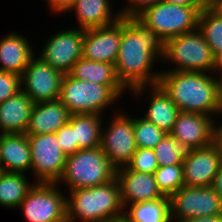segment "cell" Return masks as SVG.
<instances>
[{"label": "cell", "instance_id": "cell-9", "mask_svg": "<svg viewBox=\"0 0 222 222\" xmlns=\"http://www.w3.org/2000/svg\"><path fill=\"white\" fill-rule=\"evenodd\" d=\"M107 124L102 126L100 147L116 169L125 167L137 149L134 118L119 110Z\"/></svg>", "mask_w": 222, "mask_h": 222}, {"label": "cell", "instance_id": "cell-7", "mask_svg": "<svg viewBox=\"0 0 222 222\" xmlns=\"http://www.w3.org/2000/svg\"><path fill=\"white\" fill-rule=\"evenodd\" d=\"M162 59L175 64L165 71H213L214 55L198 28L166 40Z\"/></svg>", "mask_w": 222, "mask_h": 222}, {"label": "cell", "instance_id": "cell-20", "mask_svg": "<svg viewBox=\"0 0 222 222\" xmlns=\"http://www.w3.org/2000/svg\"><path fill=\"white\" fill-rule=\"evenodd\" d=\"M0 168L2 172L31 171V150L26 134L0 133Z\"/></svg>", "mask_w": 222, "mask_h": 222}, {"label": "cell", "instance_id": "cell-45", "mask_svg": "<svg viewBox=\"0 0 222 222\" xmlns=\"http://www.w3.org/2000/svg\"><path fill=\"white\" fill-rule=\"evenodd\" d=\"M118 222H128L124 217H122Z\"/></svg>", "mask_w": 222, "mask_h": 222}, {"label": "cell", "instance_id": "cell-36", "mask_svg": "<svg viewBox=\"0 0 222 222\" xmlns=\"http://www.w3.org/2000/svg\"><path fill=\"white\" fill-rule=\"evenodd\" d=\"M48 4L50 12L54 14L68 13V10L73 6L76 0H45Z\"/></svg>", "mask_w": 222, "mask_h": 222}, {"label": "cell", "instance_id": "cell-21", "mask_svg": "<svg viewBox=\"0 0 222 222\" xmlns=\"http://www.w3.org/2000/svg\"><path fill=\"white\" fill-rule=\"evenodd\" d=\"M29 40L20 33L10 32L0 39V71L22 75L35 56Z\"/></svg>", "mask_w": 222, "mask_h": 222}, {"label": "cell", "instance_id": "cell-32", "mask_svg": "<svg viewBox=\"0 0 222 222\" xmlns=\"http://www.w3.org/2000/svg\"><path fill=\"white\" fill-rule=\"evenodd\" d=\"M126 167L140 173H154L159 165L153 149L137 148Z\"/></svg>", "mask_w": 222, "mask_h": 222}, {"label": "cell", "instance_id": "cell-30", "mask_svg": "<svg viewBox=\"0 0 222 222\" xmlns=\"http://www.w3.org/2000/svg\"><path fill=\"white\" fill-rule=\"evenodd\" d=\"M153 174L160 192L166 197L184 186L183 164L158 167Z\"/></svg>", "mask_w": 222, "mask_h": 222}, {"label": "cell", "instance_id": "cell-39", "mask_svg": "<svg viewBox=\"0 0 222 222\" xmlns=\"http://www.w3.org/2000/svg\"><path fill=\"white\" fill-rule=\"evenodd\" d=\"M212 73H214L213 75L215 76H219V78H217L219 81H222V52L217 53L214 56V65H213V71Z\"/></svg>", "mask_w": 222, "mask_h": 222}, {"label": "cell", "instance_id": "cell-11", "mask_svg": "<svg viewBox=\"0 0 222 222\" xmlns=\"http://www.w3.org/2000/svg\"><path fill=\"white\" fill-rule=\"evenodd\" d=\"M169 201L172 222L222 214V199L211 186H182Z\"/></svg>", "mask_w": 222, "mask_h": 222}, {"label": "cell", "instance_id": "cell-16", "mask_svg": "<svg viewBox=\"0 0 222 222\" xmlns=\"http://www.w3.org/2000/svg\"><path fill=\"white\" fill-rule=\"evenodd\" d=\"M121 41V18L112 25L84 30L82 57L115 65Z\"/></svg>", "mask_w": 222, "mask_h": 222}, {"label": "cell", "instance_id": "cell-26", "mask_svg": "<svg viewBox=\"0 0 222 222\" xmlns=\"http://www.w3.org/2000/svg\"><path fill=\"white\" fill-rule=\"evenodd\" d=\"M69 75L74 79L100 85H121L116 76L114 64L92 61L83 57L73 65Z\"/></svg>", "mask_w": 222, "mask_h": 222}, {"label": "cell", "instance_id": "cell-35", "mask_svg": "<svg viewBox=\"0 0 222 222\" xmlns=\"http://www.w3.org/2000/svg\"><path fill=\"white\" fill-rule=\"evenodd\" d=\"M129 3L118 11L122 17L136 16L144 8L154 5L161 0H127Z\"/></svg>", "mask_w": 222, "mask_h": 222}, {"label": "cell", "instance_id": "cell-8", "mask_svg": "<svg viewBox=\"0 0 222 222\" xmlns=\"http://www.w3.org/2000/svg\"><path fill=\"white\" fill-rule=\"evenodd\" d=\"M58 186V183L34 184L18 207L27 222H67V195Z\"/></svg>", "mask_w": 222, "mask_h": 222}, {"label": "cell", "instance_id": "cell-34", "mask_svg": "<svg viewBox=\"0 0 222 222\" xmlns=\"http://www.w3.org/2000/svg\"><path fill=\"white\" fill-rule=\"evenodd\" d=\"M55 134L59 146L67 156L77 152L74 129L68 123L63 125Z\"/></svg>", "mask_w": 222, "mask_h": 222}, {"label": "cell", "instance_id": "cell-23", "mask_svg": "<svg viewBox=\"0 0 222 222\" xmlns=\"http://www.w3.org/2000/svg\"><path fill=\"white\" fill-rule=\"evenodd\" d=\"M110 0H76L68 10L76 15L77 28L87 30L114 24L122 16L120 12L112 13Z\"/></svg>", "mask_w": 222, "mask_h": 222}, {"label": "cell", "instance_id": "cell-4", "mask_svg": "<svg viewBox=\"0 0 222 222\" xmlns=\"http://www.w3.org/2000/svg\"><path fill=\"white\" fill-rule=\"evenodd\" d=\"M127 91L122 85H100L74 79L69 74L63 76L60 102L70 114H99L120 99ZM108 107V108H107Z\"/></svg>", "mask_w": 222, "mask_h": 222}, {"label": "cell", "instance_id": "cell-1", "mask_svg": "<svg viewBox=\"0 0 222 222\" xmlns=\"http://www.w3.org/2000/svg\"><path fill=\"white\" fill-rule=\"evenodd\" d=\"M164 45V40L135 16L121 17V41L114 66L118 81L127 91L158 84L161 72L151 70L156 60H162Z\"/></svg>", "mask_w": 222, "mask_h": 222}, {"label": "cell", "instance_id": "cell-44", "mask_svg": "<svg viewBox=\"0 0 222 222\" xmlns=\"http://www.w3.org/2000/svg\"><path fill=\"white\" fill-rule=\"evenodd\" d=\"M220 94H221V116H222V81H220Z\"/></svg>", "mask_w": 222, "mask_h": 222}, {"label": "cell", "instance_id": "cell-22", "mask_svg": "<svg viewBox=\"0 0 222 222\" xmlns=\"http://www.w3.org/2000/svg\"><path fill=\"white\" fill-rule=\"evenodd\" d=\"M33 105L22 90L0 103V133L25 134Z\"/></svg>", "mask_w": 222, "mask_h": 222}, {"label": "cell", "instance_id": "cell-28", "mask_svg": "<svg viewBox=\"0 0 222 222\" xmlns=\"http://www.w3.org/2000/svg\"><path fill=\"white\" fill-rule=\"evenodd\" d=\"M198 30L211 48L213 55L222 52V19L204 6L198 17Z\"/></svg>", "mask_w": 222, "mask_h": 222}, {"label": "cell", "instance_id": "cell-31", "mask_svg": "<svg viewBox=\"0 0 222 222\" xmlns=\"http://www.w3.org/2000/svg\"><path fill=\"white\" fill-rule=\"evenodd\" d=\"M167 133L143 117H134V137L137 148L153 149Z\"/></svg>", "mask_w": 222, "mask_h": 222}, {"label": "cell", "instance_id": "cell-40", "mask_svg": "<svg viewBox=\"0 0 222 222\" xmlns=\"http://www.w3.org/2000/svg\"><path fill=\"white\" fill-rule=\"evenodd\" d=\"M179 6H204L199 0H161Z\"/></svg>", "mask_w": 222, "mask_h": 222}, {"label": "cell", "instance_id": "cell-5", "mask_svg": "<svg viewBox=\"0 0 222 222\" xmlns=\"http://www.w3.org/2000/svg\"><path fill=\"white\" fill-rule=\"evenodd\" d=\"M116 170L100 146L78 150L67 156L57 183L66 184L69 190L99 186L114 180Z\"/></svg>", "mask_w": 222, "mask_h": 222}, {"label": "cell", "instance_id": "cell-19", "mask_svg": "<svg viewBox=\"0 0 222 222\" xmlns=\"http://www.w3.org/2000/svg\"><path fill=\"white\" fill-rule=\"evenodd\" d=\"M70 113L59 99L34 103L26 135L56 133L69 121Z\"/></svg>", "mask_w": 222, "mask_h": 222}, {"label": "cell", "instance_id": "cell-14", "mask_svg": "<svg viewBox=\"0 0 222 222\" xmlns=\"http://www.w3.org/2000/svg\"><path fill=\"white\" fill-rule=\"evenodd\" d=\"M221 163V153L215 142L202 148L188 150L182 163L184 186H211Z\"/></svg>", "mask_w": 222, "mask_h": 222}, {"label": "cell", "instance_id": "cell-25", "mask_svg": "<svg viewBox=\"0 0 222 222\" xmlns=\"http://www.w3.org/2000/svg\"><path fill=\"white\" fill-rule=\"evenodd\" d=\"M123 217L128 222H172L169 197L127 205Z\"/></svg>", "mask_w": 222, "mask_h": 222}, {"label": "cell", "instance_id": "cell-3", "mask_svg": "<svg viewBox=\"0 0 222 222\" xmlns=\"http://www.w3.org/2000/svg\"><path fill=\"white\" fill-rule=\"evenodd\" d=\"M67 221L118 222L124 215L117 178L99 186L70 190Z\"/></svg>", "mask_w": 222, "mask_h": 222}, {"label": "cell", "instance_id": "cell-27", "mask_svg": "<svg viewBox=\"0 0 222 222\" xmlns=\"http://www.w3.org/2000/svg\"><path fill=\"white\" fill-rule=\"evenodd\" d=\"M25 173L2 172L0 174V206L16 209L36 183L28 182Z\"/></svg>", "mask_w": 222, "mask_h": 222}, {"label": "cell", "instance_id": "cell-13", "mask_svg": "<svg viewBox=\"0 0 222 222\" xmlns=\"http://www.w3.org/2000/svg\"><path fill=\"white\" fill-rule=\"evenodd\" d=\"M63 76L35 55L21 75V90L33 103L57 100Z\"/></svg>", "mask_w": 222, "mask_h": 222}, {"label": "cell", "instance_id": "cell-10", "mask_svg": "<svg viewBox=\"0 0 222 222\" xmlns=\"http://www.w3.org/2000/svg\"><path fill=\"white\" fill-rule=\"evenodd\" d=\"M31 150V171L36 182L57 183L67 155L59 146L56 134L27 135Z\"/></svg>", "mask_w": 222, "mask_h": 222}, {"label": "cell", "instance_id": "cell-15", "mask_svg": "<svg viewBox=\"0 0 222 222\" xmlns=\"http://www.w3.org/2000/svg\"><path fill=\"white\" fill-rule=\"evenodd\" d=\"M216 119L209 115L180 111L170 134L187 150L214 142Z\"/></svg>", "mask_w": 222, "mask_h": 222}, {"label": "cell", "instance_id": "cell-37", "mask_svg": "<svg viewBox=\"0 0 222 222\" xmlns=\"http://www.w3.org/2000/svg\"><path fill=\"white\" fill-rule=\"evenodd\" d=\"M178 222H222V214L206 217H194L189 219H183Z\"/></svg>", "mask_w": 222, "mask_h": 222}, {"label": "cell", "instance_id": "cell-18", "mask_svg": "<svg viewBox=\"0 0 222 222\" xmlns=\"http://www.w3.org/2000/svg\"><path fill=\"white\" fill-rule=\"evenodd\" d=\"M146 91L148 92L146 96L149 97V106L146 110V114L142 117L155 124L159 129L164 130L166 133H170L180 112L178 107L158 84L137 87L129 92L133 93L135 97H140L144 95Z\"/></svg>", "mask_w": 222, "mask_h": 222}, {"label": "cell", "instance_id": "cell-29", "mask_svg": "<svg viewBox=\"0 0 222 222\" xmlns=\"http://www.w3.org/2000/svg\"><path fill=\"white\" fill-rule=\"evenodd\" d=\"M159 167L182 164L188 150L170 133L153 148Z\"/></svg>", "mask_w": 222, "mask_h": 222}, {"label": "cell", "instance_id": "cell-24", "mask_svg": "<svg viewBox=\"0 0 222 222\" xmlns=\"http://www.w3.org/2000/svg\"><path fill=\"white\" fill-rule=\"evenodd\" d=\"M103 117L99 114L84 113L70 115L68 124L74 129L77 151L100 146Z\"/></svg>", "mask_w": 222, "mask_h": 222}, {"label": "cell", "instance_id": "cell-12", "mask_svg": "<svg viewBox=\"0 0 222 222\" xmlns=\"http://www.w3.org/2000/svg\"><path fill=\"white\" fill-rule=\"evenodd\" d=\"M83 38V29H61L50 36L38 56L63 75L69 74L73 65L82 57Z\"/></svg>", "mask_w": 222, "mask_h": 222}, {"label": "cell", "instance_id": "cell-38", "mask_svg": "<svg viewBox=\"0 0 222 222\" xmlns=\"http://www.w3.org/2000/svg\"><path fill=\"white\" fill-rule=\"evenodd\" d=\"M211 187L215 190V192L222 199V163L218 169L217 174L214 177Z\"/></svg>", "mask_w": 222, "mask_h": 222}, {"label": "cell", "instance_id": "cell-42", "mask_svg": "<svg viewBox=\"0 0 222 222\" xmlns=\"http://www.w3.org/2000/svg\"><path fill=\"white\" fill-rule=\"evenodd\" d=\"M214 142L217 144L222 158V122L215 125V136H214Z\"/></svg>", "mask_w": 222, "mask_h": 222}, {"label": "cell", "instance_id": "cell-6", "mask_svg": "<svg viewBox=\"0 0 222 222\" xmlns=\"http://www.w3.org/2000/svg\"><path fill=\"white\" fill-rule=\"evenodd\" d=\"M204 6H179L164 1L144 8L135 17L154 30L164 42L197 29L198 17Z\"/></svg>", "mask_w": 222, "mask_h": 222}, {"label": "cell", "instance_id": "cell-2", "mask_svg": "<svg viewBox=\"0 0 222 222\" xmlns=\"http://www.w3.org/2000/svg\"><path fill=\"white\" fill-rule=\"evenodd\" d=\"M160 72L158 85L179 111L209 115L213 118L220 116L221 94L218 77H214L212 73L194 71Z\"/></svg>", "mask_w": 222, "mask_h": 222}, {"label": "cell", "instance_id": "cell-33", "mask_svg": "<svg viewBox=\"0 0 222 222\" xmlns=\"http://www.w3.org/2000/svg\"><path fill=\"white\" fill-rule=\"evenodd\" d=\"M21 90V76L0 71V103L5 102Z\"/></svg>", "mask_w": 222, "mask_h": 222}, {"label": "cell", "instance_id": "cell-43", "mask_svg": "<svg viewBox=\"0 0 222 222\" xmlns=\"http://www.w3.org/2000/svg\"><path fill=\"white\" fill-rule=\"evenodd\" d=\"M204 6H207L212 0H199Z\"/></svg>", "mask_w": 222, "mask_h": 222}, {"label": "cell", "instance_id": "cell-41", "mask_svg": "<svg viewBox=\"0 0 222 222\" xmlns=\"http://www.w3.org/2000/svg\"><path fill=\"white\" fill-rule=\"evenodd\" d=\"M207 7L222 19V0H212Z\"/></svg>", "mask_w": 222, "mask_h": 222}, {"label": "cell", "instance_id": "cell-17", "mask_svg": "<svg viewBox=\"0 0 222 222\" xmlns=\"http://www.w3.org/2000/svg\"><path fill=\"white\" fill-rule=\"evenodd\" d=\"M116 178L124 208L130 204L166 197L160 192L153 173H140L125 166L116 170Z\"/></svg>", "mask_w": 222, "mask_h": 222}]
</instances>
